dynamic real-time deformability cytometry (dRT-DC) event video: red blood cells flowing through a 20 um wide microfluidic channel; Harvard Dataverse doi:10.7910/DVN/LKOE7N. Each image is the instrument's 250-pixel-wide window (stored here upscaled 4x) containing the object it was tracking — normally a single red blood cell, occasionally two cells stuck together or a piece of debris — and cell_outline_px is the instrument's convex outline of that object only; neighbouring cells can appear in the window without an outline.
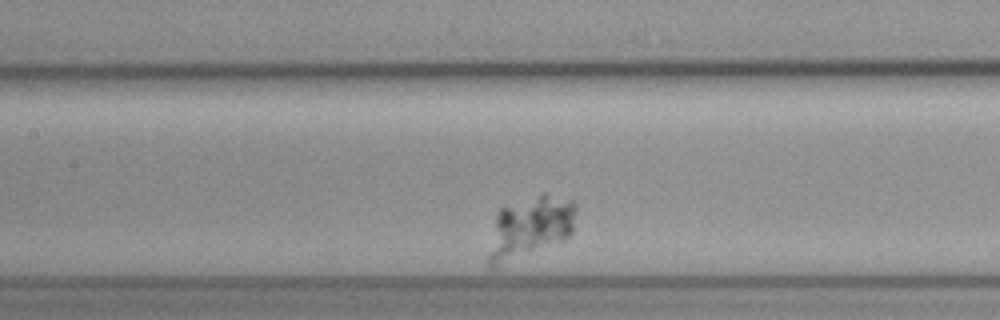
{"species": "common noctule bat (a hibernating species)", "species_latin": "Nyctalus noctula", "temperature_condition": "cold", "stored_images_in_passage": 32, "camera_frame_rate_fps": 3000, "um_per_image_px": 0.085, "animal": {"sex": "female", "body_mass_g": 19.3, "forearm_length_mm": 54.1}, "frame": {"image": 1, "passage_image": 12, "time_ms": 3.667, "image_size_px": [1000, 320], "cell_outline_px": [[576, 212], [572, 232], [564, 240], [500, 268], [488, 268], [488, 256], [496, 212], [500, 208], [544, 192], [572, 200], [576, 204]], "centroid_in_image_um": [45.04, 19.36], "position_along_channel_um": 162.4, "area_um2": 32.08}}
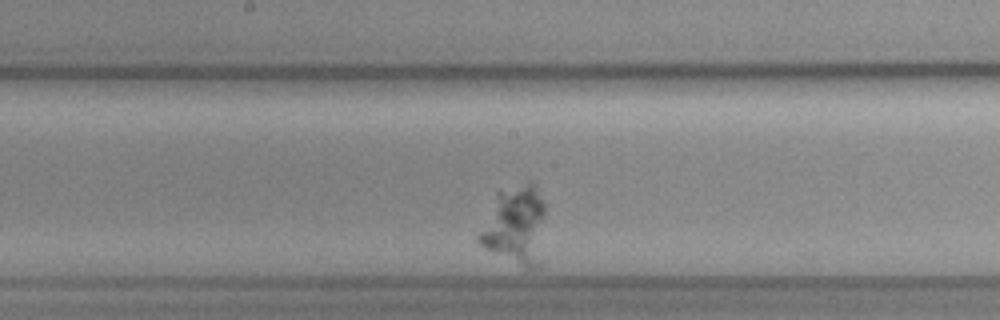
{"frame": {"image": 2, "passage_image": 16, "time_ms": 5.0, "image_size_px": [1000, 320], "cell_outline_px": [[544, 216], [540, 268], [524, 268], [484, 248], [476, 240], [476, 236], [496, 192], [500, 188], [528, 180], [532, 180], [544, 200]], "centroid_in_image_um": [43.79, 19.11], "position_along_channel_um": 204.4, "area_um2": 31.33}}
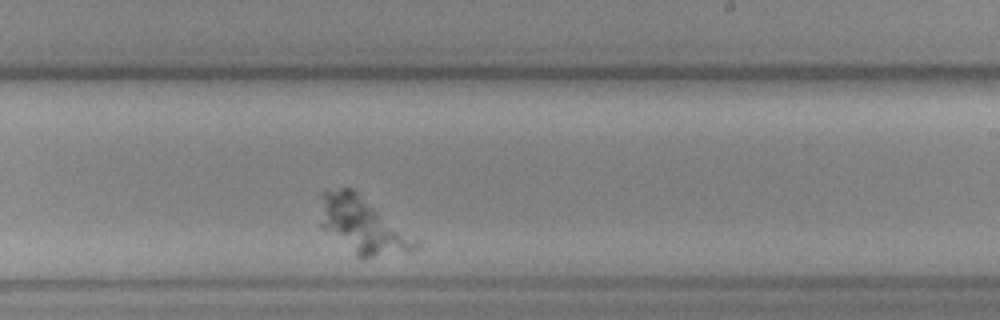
{"frame": {"image": 3, "passage_image": 21, "time_ms": 6.667, "image_size_px": [1000, 320], "cell_outline_px": [[420, 244], [412, 252], [360, 260], [320, 228], [320, 192], [340, 188], [352, 188], [420, 240]], "centroid_in_image_um": [30.82, 19.2], "position_along_channel_um": 258.2, "area_um2": 32.14}}